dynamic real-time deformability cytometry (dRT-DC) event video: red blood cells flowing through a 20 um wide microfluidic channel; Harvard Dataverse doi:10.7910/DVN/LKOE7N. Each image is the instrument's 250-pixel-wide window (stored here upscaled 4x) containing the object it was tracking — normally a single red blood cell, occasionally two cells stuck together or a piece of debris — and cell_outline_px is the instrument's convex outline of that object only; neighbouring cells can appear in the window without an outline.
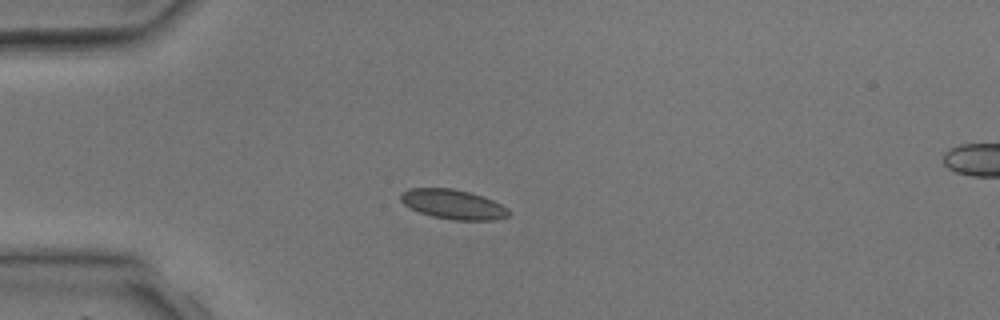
{"species": "common noctule bat (a hibernating species)", "species_latin": "Nyctalus noctula", "temperature_condition": "room temperature", "stored_images_in_passage": 3, "camera_frame_rate_fps": 3000, "um_per_image_px": 0.085, "animal": {"sex": "male", "body_mass_g": 17.9, "forearm_length_mm": 54.2}, "frame": {"image": 1, "passage_image": 3, "time_ms": 2.667, "image_size_px": [1000, 320], "cell_outline_px": [[508, 216], [492, 220], [452, 220], [432, 216], [420, 212], [404, 204], [400, 200], [400, 192], [408, 188], [452, 188], [468, 192], [492, 200], [508, 208]], "centroid_in_image_um": [38.47, 17.36], "position_along_channel_um": 46.5, "area_um2": 18.44}}